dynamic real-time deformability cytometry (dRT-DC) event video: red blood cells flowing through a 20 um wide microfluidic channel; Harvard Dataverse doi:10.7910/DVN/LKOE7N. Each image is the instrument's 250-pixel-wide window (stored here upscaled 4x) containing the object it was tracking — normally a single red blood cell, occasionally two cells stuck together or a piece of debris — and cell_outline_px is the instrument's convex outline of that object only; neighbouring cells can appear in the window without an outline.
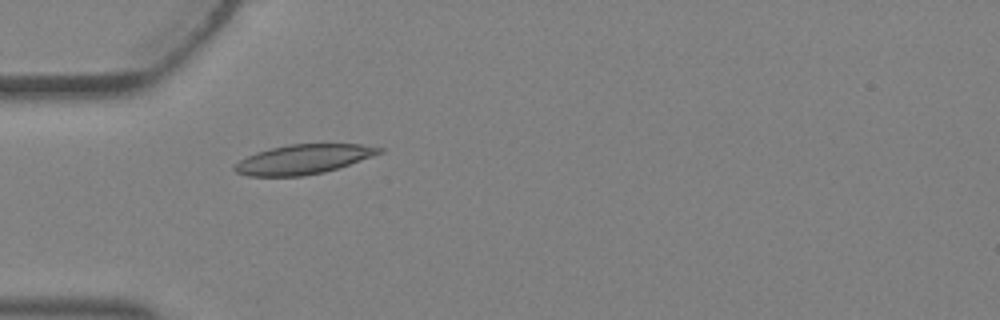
{"species": "Egyptian fruit bat (a non-hibernating species)", "species_latin": "Rousettus aegyptiacus", "temperature_condition": "warm", "stored_images_in_passage": 3, "camera_frame_rate_fps": 3000, "um_per_image_px": 0.085, "animal": {"sex": "female"}, "frame": {"image": 1, "passage_image": 3, "time_ms": 0.667, "image_size_px": [1000, 320], "cell_outline_px": [[384, 152], [324, 172], [304, 176], [248, 176], [236, 172], [232, 168], [240, 160], [256, 152], [272, 148], [292, 144], [360, 144], [384, 148]], "centroid_in_image_um": [25.78, 13.54], "position_along_channel_um": 59.2, "area_um2": 24.57}}